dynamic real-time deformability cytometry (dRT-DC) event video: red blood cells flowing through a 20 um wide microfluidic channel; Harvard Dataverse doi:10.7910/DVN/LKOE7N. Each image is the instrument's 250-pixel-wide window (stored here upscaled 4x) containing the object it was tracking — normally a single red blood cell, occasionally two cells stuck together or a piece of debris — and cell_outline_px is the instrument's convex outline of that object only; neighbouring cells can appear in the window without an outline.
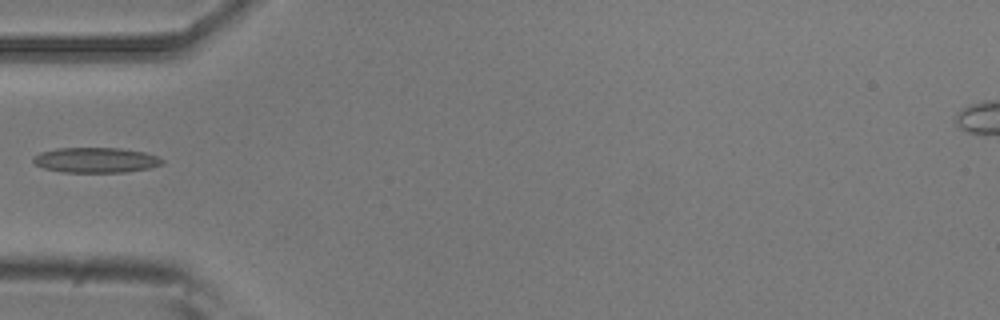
{"species": "common noctule bat (a hibernating species)", "species_latin": "Nyctalus noctula", "temperature_condition": "room temperature", "stored_images_in_passage": 3, "camera_frame_rate_fps": 3000, "um_per_image_px": 0.085, "animal": {"sex": "male", "body_mass_g": 20.5, "forearm_length_mm": 52.5}, "frame": {"image": 1, "passage_image": 2, "time_ms": 0.333, "image_size_px": [1000, 320], "cell_outline_px": [[164, 164], [152, 168], [124, 172], [64, 172], [44, 168], [36, 164], [32, 160], [40, 152], [56, 148], [120, 148], [144, 152], [156, 156], [164, 160]], "centroid_in_image_um": [8.18, 13.61], "position_along_channel_um": 76.8, "area_um2": 18.9}}
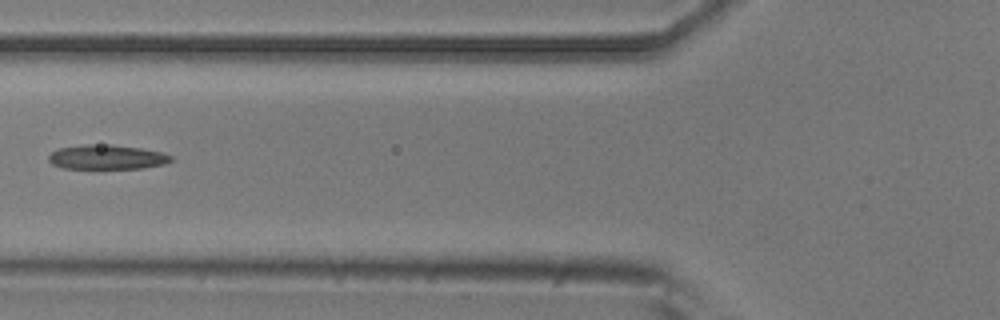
{"frame": {"image": 2, "passage_image": 3, "time_ms": 0.667, "image_size_px": [1000, 320], "cell_outline_px": [[172, 160], [164, 164], [144, 168], [64, 168], [52, 164], [48, 160], [48, 156], [52, 152], [60, 148], [84, 144], [112, 144], [140, 148], [160, 152], [172, 156]], "centroid_in_image_um": [9.08, 13.34], "position_along_channel_um": 116.7, "area_um2": 17.4}}